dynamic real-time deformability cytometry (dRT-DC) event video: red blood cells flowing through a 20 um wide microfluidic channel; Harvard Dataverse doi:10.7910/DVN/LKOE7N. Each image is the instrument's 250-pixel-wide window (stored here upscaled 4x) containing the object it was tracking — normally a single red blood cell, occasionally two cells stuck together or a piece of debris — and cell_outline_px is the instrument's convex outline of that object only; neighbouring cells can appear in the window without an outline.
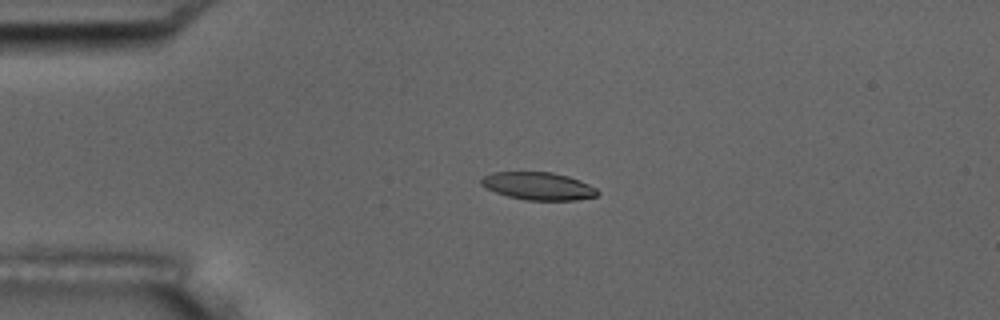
{"species": "common noctule bat (a hibernating species)", "species_latin": "Nyctalus noctula", "temperature_condition": "room temperature", "stored_images_in_passage": 5, "camera_frame_rate_fps": 3000, "um_per_image_px": 0.085, "animal": {"sex": "male", "body_mass_g": 17.5, "forearm_length_mm": 52.3}, "frame": {"image": 1, "passage_image": 3, "time_ms": 3.0, "image_size_px": [1000, 320], "cell_outline_px": [[600, 192], [596, 196], [576, 200], [524, 200], [508, 196], [496, 192], [480, 184], [480, 180], [484, 176], [492, 172], [552, 172], [568, 176], [580, 180], [596, 188]], "centroid_in_image_um": [45.76, 15.81], "position_along_channel_um": 39.2, "area_um2": 18.73}}